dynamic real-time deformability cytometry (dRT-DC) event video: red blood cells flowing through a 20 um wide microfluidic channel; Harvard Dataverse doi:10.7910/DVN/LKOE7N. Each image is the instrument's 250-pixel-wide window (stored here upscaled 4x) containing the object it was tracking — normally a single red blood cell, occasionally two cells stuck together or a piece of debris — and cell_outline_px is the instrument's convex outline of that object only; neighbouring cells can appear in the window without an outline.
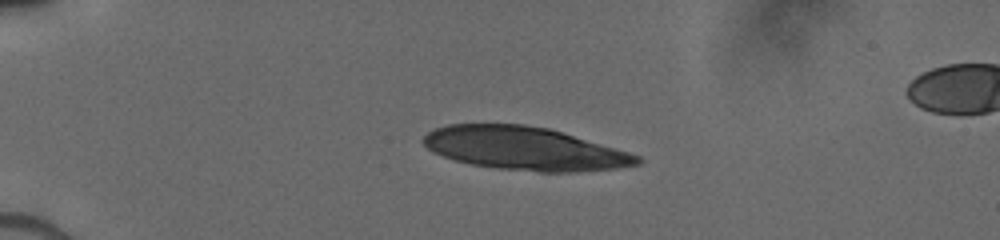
{"species": "human", "species_latin": "Homo sapiens", "temperature_condition": "cold", "stored_images_in_passage": 40, "segment_of_instrument_passage": [1, 2], "camera_frame_rate_fps": 3000, "um_per_image_px": 0.085, "donor": {"sex": "male"}, "frame": {"image": 1, "passage_image": 1, "time_ms": 0.0, "image_size_px": [1000, 240], "cell_outline_px": [[644, 160], [640, 164], [616, 168], [572, 172], [540, 172], [496, 168], [472, 164], [456, 160], [432, 152], [420, 140], [428, 132], [436, 128], [448, 124], [524, 124], [548, 128], [628, 152], [640, 156]], "centroid_in_image_um": [44.57, 12.62], "position_along_channel_um": 40.4, "area_um2": 53.47}}